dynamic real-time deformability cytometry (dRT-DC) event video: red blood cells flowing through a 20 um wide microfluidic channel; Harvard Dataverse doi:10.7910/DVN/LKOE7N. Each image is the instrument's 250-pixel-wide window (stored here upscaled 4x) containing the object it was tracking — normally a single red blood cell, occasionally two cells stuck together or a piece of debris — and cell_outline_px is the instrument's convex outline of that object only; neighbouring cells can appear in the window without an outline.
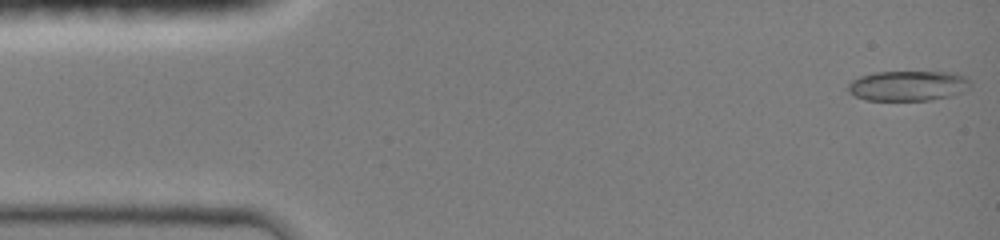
{"species": "common noctule bat (a hibernating species)", "species_latin": "Nyctalus noctula", "temperature_condition": "room temperature", "stored_images_in_passage": 45, "camera_frame_rate_fps": 3000, "um_per_image_px": 0.085, "animal": {"sex": "female", "body_mass_g": 19.0, "forearm_length_mm": 51.5}, "frame": {"image": 1, "passage_image": 1, "time_ms": 0.0, "image_size_px": [1000, 240], "cell_outline_px": [[972, 84], [964, 92], [932, 100], [864, 100], [848, 92], [848, 84], [852, 80], [860, 76], [876, 72], [952, 72], [964, 76]], "centroid_in_image_um": [77.18, 7.29], "position_along_channel_um": 7.8, "area_um2": 21.5}}
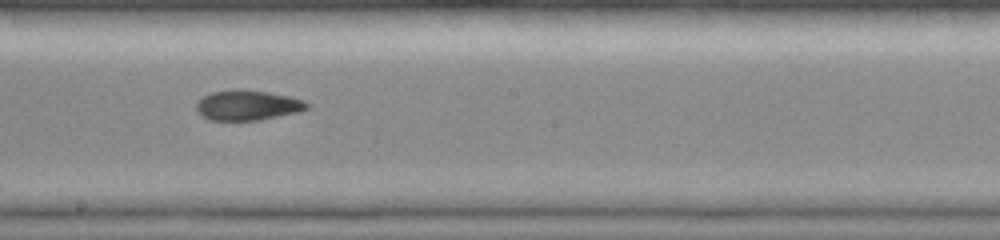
{"frame": {"image": 2, "passage_image": 25, "time_ms": 8.0, "image_size_px": [1000, 240], "cell_outline_px": [[308, 108], [296, 112], [260, 120], [208, 120], [200, 116], [196, 112], [196, 104], [204, 96], [212, 92], [236, 88], [268, 92], [288, 96], [304, 100], [308, 104]], "centroid_in_image_um": [20.99, 8.94], "position_along_channel_um": 227.2, "area_um2": 19.42}}
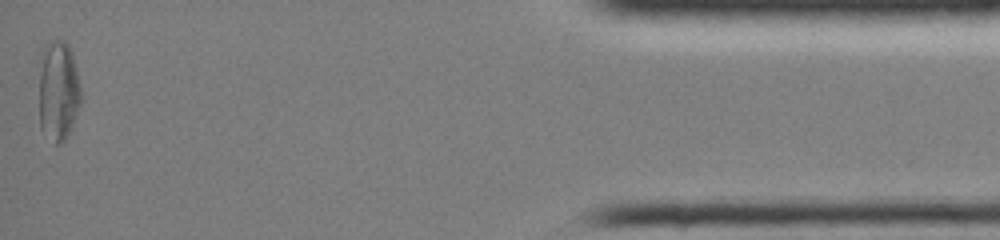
{"frame": {"image": 3, "passage_image": 45, "time_ms": 14.667, "image_size_px": [1000, 240], "cell_outline_px": [[80, 104], [68, 136], [60, 144], [56, 144], [40, 128], [40, 52], [44, 44], [48, 40], [64, 40], [68, 44], [76, 68], [80, 84]], "centroid_in_image_um": [4.94, 7.67], "position_along_channel_um": 430.3, "area_um2": 24.51}, "authors_computed_cell_mechanics": {"area_um2": 20.0566, "velocity_mm_per_s": 4.1897, "shape_relaxation_time_tau1_ms": null, "shape_relaxation_time_tau2_ms": 2.8662, "deformation_change_tau1": null, "deformation_change_tau2": 0.0754}}